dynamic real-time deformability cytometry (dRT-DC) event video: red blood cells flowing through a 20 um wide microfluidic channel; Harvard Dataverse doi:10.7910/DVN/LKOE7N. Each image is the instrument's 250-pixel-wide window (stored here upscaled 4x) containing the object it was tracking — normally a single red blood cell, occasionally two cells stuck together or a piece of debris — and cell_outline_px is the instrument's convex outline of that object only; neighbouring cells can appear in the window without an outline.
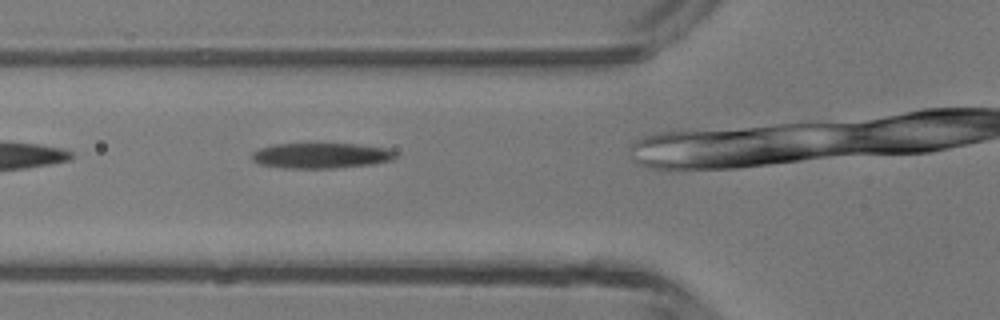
{"species": "common noctule bat (a hibernating species)", "species_latin": "Nyctalus noctula", "temperature_condition": "room temperature", "stored_images_in_passage": 3, "camera_frame_rate_fps": 3000, "um_per_image_px": 0.085, "animal": {"sex": "male", "body_mass_g": 13.3}, "frame": {"image": 1, "passage_image": 2, "time_ms": 1.333, "image_size_px": [1000, 320], "cell_outline_px": [[396, 156], [392, 160], [372, 164], [332, 168], [284, 168], [260, 164], [252, 160], [252, 152], [260, 148], [272, 144], [356, 144], [388, 148], [396, 152]], "centroid_in_image_um": [27.29, 13.22], "position_along_channel_um": 98.5, "area_um2": 21.21}}